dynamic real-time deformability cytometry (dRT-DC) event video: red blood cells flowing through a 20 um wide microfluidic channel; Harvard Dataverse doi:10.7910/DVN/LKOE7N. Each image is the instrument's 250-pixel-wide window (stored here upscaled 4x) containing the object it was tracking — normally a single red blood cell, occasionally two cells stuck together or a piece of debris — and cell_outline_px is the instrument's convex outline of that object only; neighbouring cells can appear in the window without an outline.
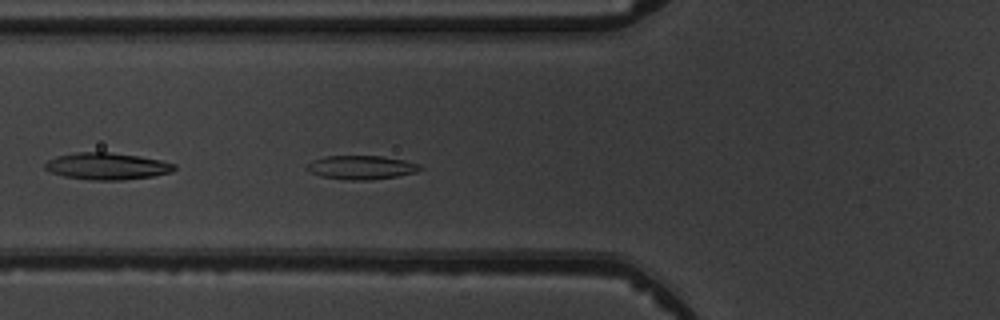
{"species": "common noctule bat (a hibernating species)", "species_latin": "Nyctalus noctula", "temperature_condition": "warm", "stored_images_in_passage": 5, "camera_frame_rate_fps": 3000, "um_per_image_px": 0.085, "animal": {"sex": "male", "body_mass_g": 19.5, "forearm_length_mm": 54.6}, "frame": {"image": 1, "passage_image": 5, "time_ms": 4.667, "image_size_px": [1000, 320], "cell_outline_px": [[424, 168], [416, 172], [396, 176], [372, 180], [344, 180], [320, 176], [304, 168], [312, 160], [324, 156], [380, 156], [404, 160], [420, 164]], "centroid_in_image_um": [30.7, 14.23], "position_along_channel_um": 95.1, "area_um2": 15.78}}